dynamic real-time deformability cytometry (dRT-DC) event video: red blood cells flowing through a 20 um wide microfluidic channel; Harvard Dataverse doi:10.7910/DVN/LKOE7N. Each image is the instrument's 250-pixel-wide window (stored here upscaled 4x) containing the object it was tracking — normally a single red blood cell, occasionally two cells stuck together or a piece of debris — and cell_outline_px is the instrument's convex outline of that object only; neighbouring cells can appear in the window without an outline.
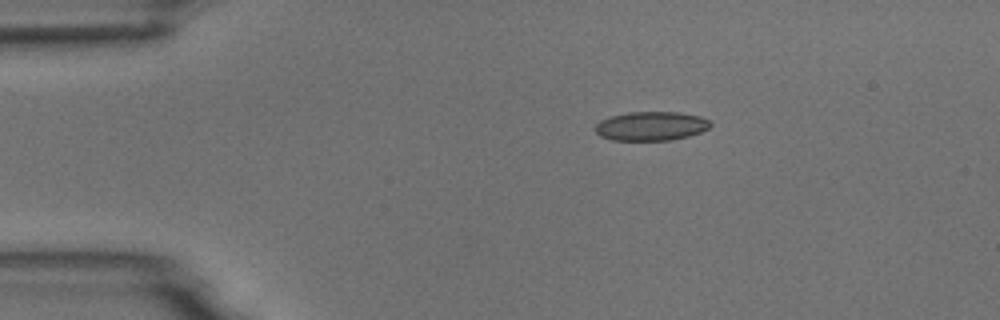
{"species": "common noctule bat (a hibernating species)", "species_latin": "Nyctalus noctula", "temperature_condition": "room temperature", "stored_images_in_passage": 2, "camera_frame_rate_fps": 3000, "um_per_image_px": 0.085, "animal": {"sex": "male", "body_mass_g": 18.8}, "frame": {"image": 1, "passage_image": 1, "time_ms": 0.0, "image_size_px": [1000, 320], "cell_outline_px": [[712, 124], [708, 128], [700, 132], [688, 136], [672, 140], [612, 140], [600, 136], [596, 132], [596, 124], [600, 120], [612, 116], [628, 112], [680, 112], [700, 116], [708, 120]], "centroid_in_image_um": [55.34, 10.71], "position_along_channel_um": 29.7, "area_um2": 19.42}}